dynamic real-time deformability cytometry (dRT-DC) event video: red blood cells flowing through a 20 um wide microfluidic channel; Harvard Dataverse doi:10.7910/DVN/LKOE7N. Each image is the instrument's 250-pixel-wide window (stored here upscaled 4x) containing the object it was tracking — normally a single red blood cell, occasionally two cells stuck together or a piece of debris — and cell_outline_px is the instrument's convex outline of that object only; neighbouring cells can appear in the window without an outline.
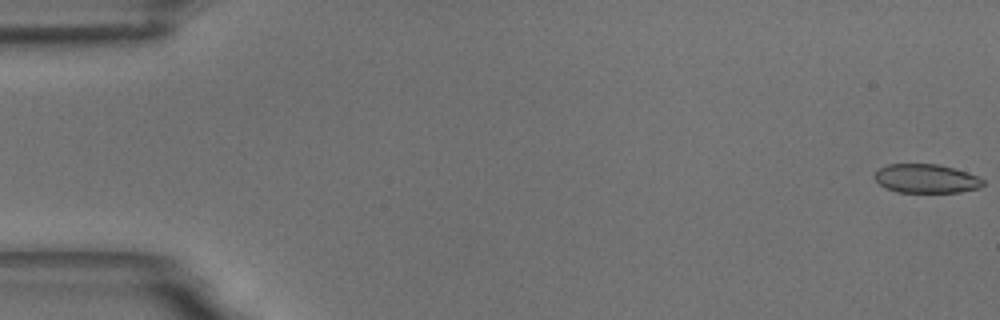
{"species": "common noctule bat (a hibernating species)", "species_latin": "Nyctalus noctula", "temperature_condition": "room temperature", "stored_images_in_passage": 56, "camera_frame_rate_fps": 3000, "um_per_image_px": 0.085, "animal": {"sex": "male", "body_mass_g": 18.8}, "frame": {"image": 1, "passage_image": 1, "time_ms": 0.0, "image_size_px": [1000, 320], "cell_outline_px": [[984, 184], [980, 188], [960, 192], [900, 192], [888, 188], [880, 184], [872, 176], [880, 168], [888, 164], [936, 164], [952, 168], [976, 176], [984, 180]], "centroid_in_image_um": [78.72, 15.18], "position_along_channel_um": 6.3, "area_um2": 17.98}}
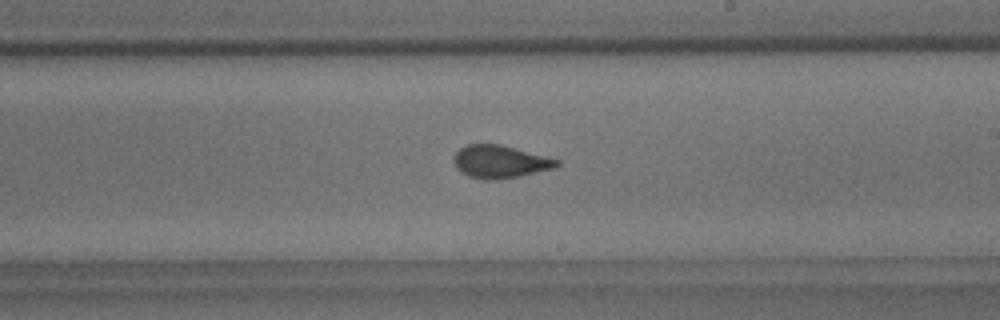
{"frame": {"image": 2, "passage_image": 33, "time_ms": 10.667, "image_size_px": [1000, 320], "cell_outline_px": [[560, 164], [556, 168], [520, 176], [488, 180], [468, 176], [456, 168], [456, 152], [460, 148], [468, 144], [500, 144], [560, 160]], "centroid_in_image_um": [42.55, 13.74], "position_along_channel_um": 246.5, "area_um2": 19.36}}
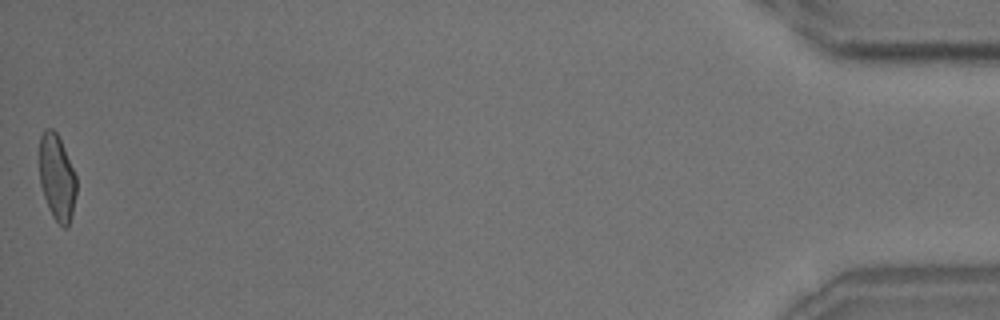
{"frame": {"image": 3, "passage_image": 56, "time_ms": 18.333, "image_size_px": [1000, 320], "cell_outline_px": [[76, 196], [68, 228], [64, 228], [52, 216], [48, 208], [40, 184], [40, 136], [44, 128], [52, 128], [56, 132], [64, 148], [76, 176]], "centroid_in_image_um": [4.84, 15.09], "position_along_channel_um": 430.4, "area_um2": 18.44}, "authors_computed_cell_mechanics": {"area_um2": 19.4497, "velocity_mm_per_s": 3.6493, "shape_relaxation_time_tau1_ms": 5.4811, "shape_relaxation_time_tau2_ms": 0.7163, "deformation_change_tau1": 0.1487, "deformation_change_tau2": 0.0582}}